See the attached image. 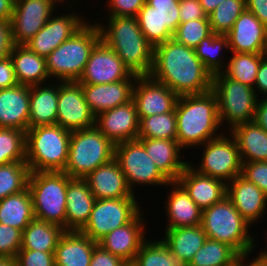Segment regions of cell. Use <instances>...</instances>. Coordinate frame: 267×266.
<instances>
[{
    "label": "cell",
    "mask_w": 267,
    "mask_h": 266,
    "mask_svg": "<svg viewBox=\"0 0 267 266\" xmlns=\"http://www.w3.org/2000/svg\"><path fill=\"white\" fill-rule=\"evenodd\" d=\"M178 96L203 94L212 90V74L196 56L194 49L174 39L153 48V64L149 74Z\"/></svg>",
    "instance_id": "6da1fadb"
},
{
    "label": "cell",
    "mask_w": 267,
    "mask_h": 266,
    "mask_svg": "<svg viewBox=\"0 0 267 266\" xmlns=\"http://www.w3.org/2000/svg\"><path fill=\"white\" fill-rule=\"evenodd\" d=\"M175 113L176 140L183 149L192 150L223 134L220 130L222 126L219 120L218 101L212 90L203 94L179 96Z\"/></svg>",
    "instance_id": "7a4b0ae2"
},
{
    "label": "cell",
    "mask_w": 267,
    "mask_h": 266,
    "mask_svg": "<svg viewBox=\"0 0 267 266\" xmlns=\"http://www.w3.org/2000/svg\"><path fill=\"white\" fill-rule=\"evenodd\" d=\"M107 21L108 25L97 22L101 40L116 52L132 74L149 76L154 47L140 30L137 18L115 16L107 17Z\"/></svg>",
    "instance_id": "3957f363"
},
{
    "label": "cell",
    "mask_w": 267,
    "mask_h": 266,
    "mask_svg": "<svg viewBox=\"0 0 267 266\" xmlns=\"http://www.w3.org/2000/svg\"><path fill=\"white\" fill-rule=\"evenodd\" d=\"M87 21L69 39L46 57V67L54 82H77L94 46L101 40L97 23Z\"/></svg>",
    "instance_id": "277c9868"
},
{
    "label": "cell",
    "mask_w": 267,
    "mask_h": 266,
    "mask_svg": "<svg viewBox=\"0 0 267 266\" xmlns=\"http://www.w3.org/2000/svg\"><path fill=\"white\" fill-rule=\"evenodd\" d=\"M200 225L207 238L229 245L240 256L256 250V242L249 231L252 225L235 209L227 195L202 210Z\"/></svg>",
    "instance_id": "5b68a950"
},
{
    "label": "cell",
    "mask_w": 267,
    "mask_h": 266,
    "mask_svg": "<svg viewBox=\"0 0 267 266\" xmlns=\"http://www.w3.org/2000/svg\"><path fill=\"white\" fill-rule=\"evenodd\" d=\"M71 131L58 124L26 131V163L30 172H63L68 159Z\"/></svg>",
    "instance_id": "8992f818"
},
{
    "label": "cell",
    "mask_w": 267,
    "mask_h": 266,
    "mask_svg": "<svg viewBox=\"0 0 267 266\" xmlns=\"http://www.w3.org/2000/svg\"><path fill=\"white\" fill-rule=\"evenodd\" d=\"M115 156V144L95 126L71 131L68 159L63 172L71 178L84 179Z\"/></svg>",
    "instance_id": "52a82bcc"
},
{
    "label": "cell",
    "mask_w": 267,
    "mask_h": 266,
    "mask_svg": "<svg viewBox=\"0 0 267 266\" xmlns=\"http://www.w3.org/2000/svg\"><path fill=\"white\" fill-rule=\"evenodd\" d=\"M71 179L65 172H30L28 189L36 219L66 230V189Z\"/></svg>",
    "instance_id": "ba28073f"
},
{
    "label": "cell",
    "mask_w": 267,
    "mask_h": 266,
    "mask_svg": "<svg viewBox=\"0 0 267 266\" xmlns=\"http://www.w3.org/2000/svg\"><path fill=\"white\" fill-rule=\"evenodd\" d=\"M212 91L217 97L222 127L226 123L230 131L238 124L253 121L259 99L254 88L220 72L212 75Z\"/></svg>",
    "instance_id": "9c48e42d"
},
{
    "label": "cell",
    "mask_w": 267,
    "mask_h": 266,
    "mask_svg": "<svg viewBox=\"0 0 267 266\" xmlns=\"http://www.w3.org/2000/svg\"><path fill=\"white\" fill-rule=\"evenodd\" d=\"M127 184L133 194L135 186H166L170 181L160 172L154 161L149 158L143 144L138 140H130L115 144V156ZM135 185V186H134Z\"/></svg>",
    "instance_id": "30bf717a"
},
{
    "label": "cell",
    "mask_w": 267,
    "mask_h": 266,
    "mask_svg": "<svg viewBox=\"0 0 267 266\" xmlns=\"http://www.w3.org/2000/svg\"><path fill=\"white\" fill-rule=\"evenodd\" d=\"M200 147L203 148L202 161L194 165L189 162L198 173L220 179L226 184L242 174L239 148L230 132L228 134L224 131L222 135L207 141Z\"/></svg>",
    "instance_id": "8fae6325"
},
{
    "label": "cell",
    "mask_w": 267,
    "mask_h": 266,
    "mask_svg": "<svg viewBox=\"0 0 267 266\" xmlns=\"http://www.w3.org/2000/svg\"><path fill=\"white\" fill-rule=\"evenodd\" d=\"M137 200V197L96 199L89 220L80 232L98 242L116 228L130 223L141 212Z\"/></svg>",
    "instance_id": "7c38bea8"
},
{
    "label": "cell",
    "mask_w": 267,
    "mask_h": 266,
    "mask_svg": "<svg viewBox=\"0 0 267 266\" xmlns=\"http://www.w3.org/2000/svg\"><path fill=\"white\" fill-rule=\"evenodd\" d=\"M59 0H15L11 18V33L14 44H25L36 35L49 18L57 12ZM56 11V12H55Z\"/></svg>",
    "instance_id": "4fadbf2b"
},
{
    "label": "cell",
    "mask_w": 267,
    "mask_h": 266,
    "mask_svg": "<svg viewBox=\"0 0 267 266\" xmlns=\"http://www.w3.org/2000/svg\"><path fill=\"white\" fill-rule=\"evenodd\" d=\"M56 124L69 131L94 127L95 115L78 82H58Z\"/></svg>",
    "instance_id": "5bb4252c"
},
{
    "label": "cell",
    "mask_w": 267,
    "mask_h": 266,
    "mask_svg": "<svg viewBox=\"0 0 267 266\" xmlns=\"http://www.w3.org/2000/svg\"><path fill=\"white\" fill-rule=\"evenodd\" d=\"M137 79L116 52L100 40L92 49L79 84H106Z\"/></svg>",
    "instance_id": "9a60e30c"
},
{
    "label": "cell",
    "mask_w": 267,
    "mask_h": 266,
    "mask_svg": "<svg viewBox=\"0 0 267 266\" xmlns=\"http://www.w3.org/2000/svg\"><path fill=\"white\" fill-rule=\"evenodd\" d=\"M74 5L72 6L67 1V4L62 6H68L65 9H69L67 11L69 13L62 12L61 15H54V17L52 15L45 26L24 45L34 53L46 58L86 23L82 14L70 11Z\"/></svg>",
    "instance_id": "2e32d148"
},
{
    "label": "cell",
    "mask_w": 267,
    "mask_h": 266,
    "mask_svg": "<svg viewBox=\"0 0 267 266\" xmlns=\"http://www.w3.org/2000/svg\"><path fill=\"white\" fill-rule=\"evenodd\" d=\"M178 95L150 76H137L133 88V101L138 117L164 114L175 109Z\"/></svg>",
    "instance_id": "e0dca14e"
},
{
    "label": "cell",
    "mask_w": 267,
    "mask_h": 266,
    "mask_svg": "<svg viewBox=\"0 0 267 266\" xmlns=\"http://www.w3.org/2000/svg\"><path fill=\"white\" fill-rule=\"evenodd\" d=\"M139 117L134 101L95 116V127L114 144L138 139Z\"/></svg>",
    "instance_id": "ac0fdd59"
},
{
    "label": "cell",
    "mask_w": 267,
    "mask_h": 266,
    "mask_svg": "<svg viewBox=\"0 0 267 266\" xmlns=\"http://www.w3.org/2000/svg\"><path fill=\"white\" fill-rule=\"evenodd\" d=\"M141 211L130 223L116 228L98 241L104 250L125 262L134 261L142 244L147 240L144 213Z\"/></svg>",
    "instance_id": "d6986e66"
},
{
    "label": "cell",
    "mask_w": 267,
    "mask_h": 266,
    "mask_svg": "<svg viewBox=\"0 0 267 266\" xmlns=\"http://www.w3.org/2000/svg\"><path fill=\"white\" fill-rule=\"evenodd\" d=\"M226 35L229 53H267V27L247 9Z\"/></svg>",
    "instance_id": "ffe728a7"
},
{
    "label": "cell",
    "mask_w": 267,
    "mask_h": 266,
    "mask_svg": "<svg viewBox=\"0 0 267 266\" xmlns=\"http://www.w3.org/2000/svg\"><path fill=\"white\" fill-rule=\"evenodd\" d=\"M227 197L235 209L251 225L259 221L267 211V195L242 175L227 183Z\"/></svg>",
    "instance_id": "44dd1931"
},
{
    "label": "cell",
    "mask_w": 267,
    "mask_h": 266,
    "mask_svg": "<svg viewBox=\"0 0 267 266\" xmlns=\"http://www.w3.org/2000/svg\"><path fill=\"white\" fill-rule=\"evenodd\" d=\"M84 180L95 199L136 197L129 188L118 161L113 158L89 173Z\"/></svg>",
    "instance_id": "7402d4cb"
},
{
    "label": "cell",
    "mask_w": 267,
    "mask_h": 266,
    "mask_svg": "<svg viewBox=\"0 0 267 266\" xmlns=\"http://www.w3.org/2000/svg\"><path fill=\"white\" fill-rule=\"evenodd\" d=\"M177 182L202 210L218 203L227 194V184L224 181L198 173L190 164L184 168Z\"/></svg>",
    "instance_id": "603a6c76"
},
{
    "label": "cell",
    "mask_w": 267,
    "mask_h": 266,
    "mask_svg": "<svg viewBox=\"0 0 267 266\" xmlns=\"http://www.w3.org/2000/svg\"><path fill=\"white\" fill-rule=\"evenodd\" d=\"M135 82L136 79H126L115 83L80 85L90 110L96 116L132 101Z\"/></svg>",
    "instance_id": "cb8c5ba5"
},
{
    "label": "cell",
    "mask_w": 267,
    "mask_h": 266,
    "mask_svg": "<svg viewBox=\"0 0 267 266\" xmlns=\"http://www.w3.org/2000/svg\"><path fill=\"white\" fill-rule=\"evenodd\" d=\"M30 86L17 84L0 90V128L29 129Z\"/></svg>",
    "instance_id": "d4e9b609"
},
{
    "label": "cell",
    "mask_w": 267,
    "mask_h": 266,
    "mask_svg": "<svg viewBox=\"0 0 267 266\" xmlns=\"http://www.w3.org/2000/svg\"><path fill=\"white\" fill-rule=\"evenodd\" d=\"M165 211L167 226L165 229L193 227L201 224L202 209L189 197L185 189L177 182L169 184Z\"/></svg>",
    "instance_id": "484cf974"
},
{
    "label": "cell",
    "mask_w": 267,
    "mask_h": 266,
    "mask_svg": "<svg viewBox=\"0 0 267 266\" xmlns=\"http://www.w3.org/2000/svg\"><path fill=\"white\" fill-rule=\"evenodd\" d=\"M154 161L160 172L171 182L177 181L184 168L189 164L182 160L184 149L177 140L138 138ZM183 150V151H182Z\"/></svg>",
    "instance_id": "4316f807"
},
{
    "label": "cell",
    "mask_w": 267,
    "mask_h": 266,
    "mask_svg": "<svg viewBox=\"0 0 267 266\" xmlns=\"http://www.w3.org/2000/svg\"><path fill=\"white\" fill-rule=\"evenodd\" d=\"M96 199L87 182L72 178L66 189V231H80L88 222Z\"/></svg>",
    "instance_id": "83f0119b"
},
{
    "label": "cell",
    "mask_w": 267,
    "mask_h": 266,
    "mask_svg": "<svg viewBox=\"0 0 267 266\" xmlns=\"http://www.w3.org/2000/svg\"><path fill=\"white\" fill-rule=\"evenodd\" d=\"M97 245L80 231H65L55 249V266H90Z\"/></svg>",
    "instance_id": "f1b7e54d"
},
{
    "label": "cell",
    "mask_w": 267,
    "mask_h": 266,
    "mask_svg": "<svg viewBox=\"0 0 267 266\" xmlns=\"http://www.w3.org/2000/svg\"><path fill=\"white\" fill-rule=\"evenodd\" d=\"M9 55L18 84L26 86L47 84L50 77L45 57L34 53L24 44H14Z\"/></svg>",
    "instance_id": "f546056e"
},
{
    "label": "cell",
    "mask_w": 267,
    "mask_h": 266,
    "mask_svg": "<svg viewBox=\"0 0 267 266\" xmlns=\"http://www.w3.org/2000/svg\"><path fill=\"white\" fill-rule=\"evenodd\" d=\"M58 82L30 86L29 128L57 121Z\"/></svg>",
    "instance_id": "4dcf8cb0"
},
{
    "label": "cell",
    "mask_w": 267,
    "mask_h": 266,
    "mask_svg": "<svg viewBox=\"0 0 267 266\" xmlns=\"http://www.w3.org/2000/svg\"><path fill=\"white\" fill-rule=\"evenodd\" d=\"M226 132L235 138L242 162L267 161V132L255 122L238 124Z\"/></svg>",
    "instance_id": "1f68e13d"
},
{
    "label": "cell",
    "mask_w": 267,
    "mask_h": 266,
    "mask_svg": "<svg viewBox=\"0 0 267 266\" xmlns=\"http://www.w3.org/2000/svg\"><path fill=\"white\" fill-rule=\"evenodd\" d=\"M161 239L167 247L186 263H190L195 253L203 246L207 236L201 225L164 229Z\"/></svg>",
    "instance_id": "d6a6232c"
},
{
    "label": "cell",
    "mask_w": 267,
    "mask_h": 266,
    "mask_svg": "<svg viewBox=\"0 0 267 266\" xmlns=\"http://www.w3.org/2000/svg\"><path fill=\"white\" fill-rule=\"evenodd\" d=\"M65 231L60 225L35 218L22 231L20 250L55 252L58 242Z\"/></svg>",
    "instance_id": "836d02e7"
},
{
    "label": "cell",
    "mask_w": 267,
    "mask_h": 266,
    "mask_svg": "<svg viewBox=\"0 0 267 266\" xmlns=\"http://www.w3.org/2000/svg\"><path fill=\"white\" fill-rule=\"evenodd\" d=\"M35 219L28 187L0 200V223L23 231Z\"/></svg>",
    "instance_id": "e575fe53"
},
{
    "label": "cell",
    "mask_w": 267,
    "mask_h": 266,
    "mask_svg": "<svg viewBox=\"0 0 267 266\" xmlns=\"http://www.w3.org/2000/svg\"><path fill=\"white\" fill-rule=\"evenodd\" d=\"M227 49L229 50L227 35L212 33L207 38L201 40L194 48V51L204 67L214 75L225 69L227 63L224 62L226 59H224L223 55L225 54L223 53ZM223 50L224 52H222Z\"/></svg>",
    "instance_id": "d590c367"
},
{
    "label": "cell",
    "mask_w": 267,
    "mask_h": 266,
    "mask_svg": "<svg viewBox=\"0 0 267 266\" xmlns=\"http://www.w3.org/2000/svg\"><path fill=\"white\" fill-rule=\"evenodd\" d=\"M231 53L233 55L226 62L222 73L228 78L254 88L262 56L267 53Z\"/></svg>",
    "instance_id": "8d00e7d4"
},
{
    "label": "cell",
    "mask_w": 267,
    "mask_h": 266,
    "mask_svg": "<svg viewBox=\"0 0 267 266\" xmlns=\"http://www.w3.org/2000/svg\"><path fill=\"white\" fill-rule=\"evenodd\" d=\"M239 256L229 245L207 238L189 264L193 266H233Z\"/></svg>",
    "instance_id": "74e56055"
},
{
    "label": "cell",
    "mask_w": 267,
    "mask_h": 266,
    "mask_svg": "<svg viewBox=\"0 0 267 266\" xmlns=\"http://www.w3.org/2000/svg\"><path fill=\"white\" fill-rule=\"evenodd\" d=\"M136 266H185L186 262L176 256L161 240H146L134 261Z\"/></svg>",
    "instance_id": "f35d334b"
},
{
    "label": "cell",
    "mask_w": 267,
    "mask_h": 266,
    "mask_svg": "<svg viewBox=\"0 0 267 266\" xmlns=\"http://www.w3.org/2000/svg\"><path fill=\"white\" fill-rule=\"evenodd\" d=\"M138 138L176 140L177 119L175 109L164 114L139 117Z\"/></svg>",
    "instance_id": "ab89813d"
},
{
    "label": "cell",
    "mask_w": 267,
    "mask_h": 266,
    "mask_svg": "<svg viewBox=\"0 0 267 266\" xmlns=\"http://www.w3.org/2000/svg\"><path fill=\"white\" fill-rule=\"evenodd\" d=\"M30 169L26 162H11L0 166V200L28 187Z\"/></svg>",
    "instance_id": "60d3db41"
},
{
    "label": "cell",
    "mask_w": 267,
    "mask_h": 266,
    "mask_svg": "<svg viewBox=\"0 0 267 266\" xmlns=\"http://www.w3.org/2000/svg\"><path fill=\"white\" fill-rule=\"evenodd\" d=\"M136 18L140 30L153 47L173 39V34L169 29L161 25V17L156 8L150 7L145 3Z\"/></svg>",
    "instance_id": "b9f144b4"
},
{
    "label": "cell",
    "mask_w": 267,
    "mask_h": 266,
    "mask_svg": "<svg viewBox=\"0 0 267 266\" xmlns=\"http://www.w3.org/2000/svg\"><path fill=\"white\" fill-rule=\"evenodd\" d=\"M26 132L0 128V166L11 162H26Z\"/></svg>",
    "instance_id": "7bdbcfd3"
},
{
    "label": "cell",
    "mask_w": 267,
    "mask_h": 266,
    "mask_svg": "<svg viewBox=\"0 0 267 266\" xmlns=\"http://www.w3.org/2000/svg\"><path fill=\"white\" fill-rule=\"evenodd\" d=\"M245 9V0H224L208 16L212 33L227 34Z\"/></svg>",
    "instance_id": "ee69618b"
},
{
    "label": "cell",
    "mask_w": 267,
    "mask_h": 266,
    "mask_svg": "<svg viewBox=\"0 0 267 266\" xmlns=\"http://www.w3.org/2000/svg\"><path fill=\"white\" fill-rule=\"evenodd\" d=\"M212 34L209 19L191 20L179 23L173 39L180 44L194 49L201 40Z\"/></svg>",
    "instance_id": "f6af8a7d"
},
{
    "label": "cell",
    "mask_w": 267,
    "mask_h": 266,
    "mask_svg": "<svg viewBox=\"0 0 267 266\" xmlns=\"http://www.w3.org/2000/svg\"><path fill=\"white\" fill-rule=\"evenodd\" d=\"M146 4L156 8L161 17V25L174 34L180 23L179 0H146Z\"/></svg>",
    "instance_id": "bcb514c9"
},
{
    "label": "cell",
    "mask_w": 267,
    "mask_h": 266,
    "mask_svg": "<svg viewBox=\"0 0 267 266\" xmlns=\"http://www.w3.org/2000/svg\"><path fill=\"white\" fill-rule=\"evenodd\" d=\"M22 245V231L0 223V257L15 258Z\"/></svg>",
    "instance_id": "7dc6e473"
},
{
    "label": "cell",
    "mask_w": 267,
    "mask_h": 266,
    "mask_svg": "<svg viewBox=\"0 0 267 266\" xmlns=\"http://www.w3.org/2000/svg\"><path fill=\"white\" fill-rule=\"evenodd\" d=\"M241 175L267 195V161L242 162Z\"/></svg>",
    "instance_id": "c3c4849f"
},
{
    "label": "cell",
    "mask_w": 267,
    "mask_h": 266,
    "mask_svg": "<svg viewBox=\"0 0 267 266\" xmlns=\"http://www.w3.org/2000/svg\"><path fill=\"white\" fill-rule=\"evenodd\" d=\"M55 252L20 250L16 255V266H55Z\"/></svg>",
    "instance_id": "681fc988"
},
{
    "label": "cell",
    "mask_w": 267,
    "mask_h": 266,
    "mask_svg": "<svg viewBox=\"0 0 267 266\" xmlns=\"http://www.w3.org/2000/svg\"><path fill=\"white\" fill-rule=\"evenodd\" d=\"M146 0H107V17H136Z\"/></svg>",
    "instance_id": "f907efd6"
},
{
    "label": "cell",
    "mask_w": 267,
    "mask_h": 266,
    "mask_svg": "<svg viewBox=\"0 0 267 266\" xmlns=\"http://www.w3.org/2000/svg\"><path fill=\"white\" fill-rule=\"evenodd\" d=\"M179 17L180 23L198 19H209L203 11L199 0H179Z\"/></svg>",
    "instance_id": "816d5d0a"
},
{
    "label": "cell",
    "mask_w": 267,
    "mask_h": 266,
    "mask_svg": "<svg viewBox=\"0 0 267 266\" xmlns=\"http://www.w3.org/2000/svg\"><path fill=\"white\" fill-rule=\"evenodd\" d=\"M125 263L120 257H117L104 250L100 245L94 248L90 266H122Z\"/></svg>",
    "instance_id": "f5cc1de1"
},
{
    "label": "cell",
    "mask_w": 267,
    "mask_h": 266,
    "mask_svg": "<svg viewBox=\"0 0 267 266\" xmlns=\"http://www.w3.org/2000/svg\"><path fill=\"white\" fill-rule=\"evenodd\" d=\"M18 84L16 79L14 65L9 56L0 60V90L14 87Z\"/></svg>",
    "instance_id": "db71d44e"
},
{
    "label": "cell",
    "mask_w": 267,
    "mask_h": 266,
    "mask_svg": "<svg viewBox=\"0 0 267 266\" xmlns=\"http://www.w3.org/2000/svg\"><path fill=\"white\" fill-rule=\"evenodd\" d=\"M13 46L11 23L6 20H0V60L9 56Z\"/></svg>",
    "instance_id": "11a10c76"
},
{
    "label": "cell",
    "mask_w": 267,
    "mask_h": 266,
    "mask_svg": "<svg viewBox=\"0 0 267 266\" xmlns=\"http://www.w3.org/2000/svg\"><path fill=\"white\" fill-rule=\"evenodd\" d=\"M254 91L256 92L257 97L262 95L261 97L267 98V54L262 56V60L256 75Z\"/></svg>",
    "instance_id": "9f6ffc18"
},
{
    "label": "cell",
    "mask_w": 267,
    "mask_h": 266,
    "mask_svg": "<svg viewBox=\"0 0 267 266\" xmlns=\"http://www.w3.org/2000/svg\"><path fill=\"white\" fill-rule=\"evenodd\" d=\"M246 9L267 27V0H245Z\"/></svg>",
    "instance_id": "6f0895ef"
},
{
    "label": "cell",
    "mask_w": 267,
    "mask_h": 266,
    "mask_svg": "<svg viewBox=\"0 0 267 266\" xmlns=\"http://www.w3.org/2000/svg\"><path fill=\"white\" fill-rule=\"evenodd\" d=\"M258 99L253 122L267 132V98Z\"/></svg>",
    "instance_id": "680465c9"
},
{
    "label": "cell",
    "mask_w": 267,
    "mask_h": 266,
    "mask_svg": "<svg viewBox=\"0 0 267 266\" xmlns=\"http://www.w3.org/2000/svg\"><path fill=\"white\" fill-rule=\"evenodd\" d=\"M15 0H0V20L11 21Z\"/></svg>",
    "instance_id": "91938a15"
},
{
    "label": "cell",
    "mask_w": 267,
    "mask_h": 266,
    "mask_svg": "<svg viewBox=\"0 0 267 266\" xmlns=\"http://www.w3.org/2000/svg\"><path fill=\"white\" fill-rule=\"evenodd\" d=\"M224 0H199L203 11L209 16Z\"/></svg>",
    "instance_id": "94428289"
},
{
    "label": "cell",
    "mask_w": 267,
    "mask_h": 266,
    "mask_svg": "<svg viewBox=\"0 0 267 266\" xmlns=\"http://www.w3.org/2000/svg\"><path fill=\"white\" fill-rule=\"evenodd\" d=\"M250 255H251V253L243 254V266H267V262L259 259L257 256H256V258L253 257L252 260L250 261L249 260L250 259V257H249Z\"/></svg>",
    "instance_id": "6125c7cd"
},
{
    "label": "cell",
    "mask_w": 267,
    "mask_h": 266,
    "mask_svg": "<svg viewBox=\"0 0 267 266\" xmlns=\"http://www.w3.org/2000/svg\"><path fill=\"white\" fill-rule=\"evenodd\" d=\"M0 266H16V258L0 257Z\"/></svg>",
    "instance_id": "be15d7a7"
},
{
    "label": "cell",
    "mask_w": 267,
    "mask_h": 266,
    "mask_svg": "<svg viewBox=\"0 0 267 266\" xmlns=\"http://www.w3.org/2000/svg\"><path fill=\"white\" fill-rule=\"evenodd\" d=\"M267 235V234H266ZM267 238V237H266ZM267 242V241H266ZM267 247V246H266ZM264 250V251H263ZM260 249L259 254L257 255V257L265 262H267V248L265 249ZM262 251V252H261Z\"/></svg>",
    "instance_id": "e7e4bbea"
},
{
    "label": "cell",
    "mask_w": 267,
    "mask_h": 266,
    "mask_svg": "<svg viewBox=\"0 0 267 266\" xmlns=\"http://www.w3.org/2000/svg\"><path fill=\"white\" fill-rule=\"evenodd\" d=\"M233 266H243V255L239 256L237 262Z\"/></svg>",
    "instance_id": "03108f58"
},
{
    "label": "cell",
    "mask_w": 267,
    "mask_h": 266,
    "mask_svg": "<svg viewBox=\"0 0 267 266\" xmlns=\"http://www.w3.org/2000/svg\"><path fill=\"white\" fill-rule=\"evenodd\" d=\"M122 266H136V264L131 261V262H125Z\"/></svg>",
    "instance_id": "003e7915"
},
{
    "label": "cell",
    "mask_w": 267,
    "mask_h": 266,
    "mask_svg": "<svg viewBox=\"0 0 267 266\" xmlns=\"http://www.w3.org/2000/svg\"><path fill=\"white\" fill-rule=\"evenodd\" d=\"M59 1L64 4L67 0H59ZM69 1H72L71 4L79 3L78 1L76 2V0H69Z\"/></svg>",
    "instance_id": "a7ac6f4b"
},
{
    "label": "cell",
    "mask_w": 267,
    "mask_h": 266,
    "mask_svg": "<svg viewBox=\"0 0 267 266\" xmlns=\"http://www.w3.org/2000/svg\"><path fill=\"white\" fill-rule=\"evenodd\" d=\"M185 266H193V265H191V264H189V263H186V265Z\"/></svg>",
    "instance_id": "89a4df30"
}]
</instances>
